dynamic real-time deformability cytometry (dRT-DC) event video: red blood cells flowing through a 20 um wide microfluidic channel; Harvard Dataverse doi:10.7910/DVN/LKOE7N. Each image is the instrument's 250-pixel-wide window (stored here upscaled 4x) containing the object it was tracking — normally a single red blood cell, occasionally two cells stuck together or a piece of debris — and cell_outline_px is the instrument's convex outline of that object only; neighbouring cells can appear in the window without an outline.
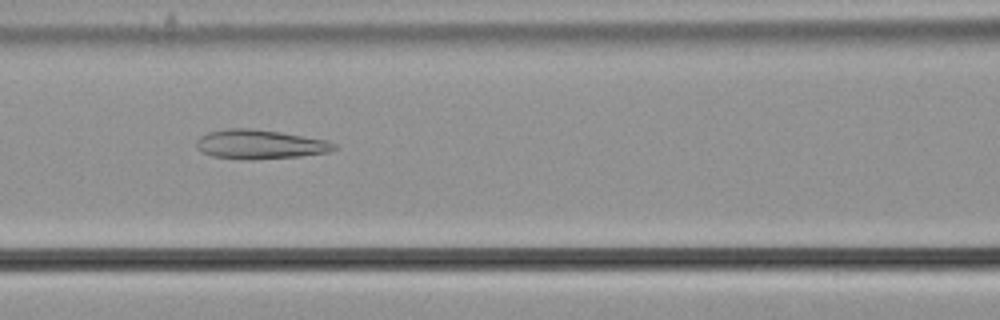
{"species": "common noctule bat (a hibernating species)", "species_latin": "Nyctalus noctula", "temperature_condition": "cold", "stored_images_in_passage": 56, "camera_frame_rate_fps": 3000, "um_per_image_px": 0.085, "animal": {"sex": "male", "body_mass_g": 21.5, "forearm_length_mm": 52.0}, "frame": {"image": 1, "passage_image": 25, "time_ms": 8.0, "image_size_px": [1000, 320], "cell_outline_px": [[340, 148], [328, 152], [300, 156], [252, 160], [212, 156], [200, 152], [196, 148], [196, 140], [200, 136], [208, 132], [228, 128], [252, 128], [280, 132], [328, 140], [336, 144]], "centroid_in_image_um": [22.09, 12.27], "position_along_channel_um": 144.5, "area_um2": 23.7}}
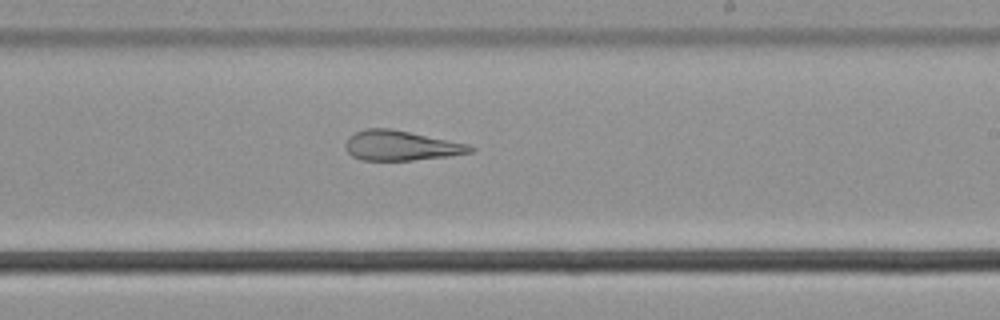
{"frame": {"image": 2, "passage_image": 34, "time_ms": 11.0, "image_size_px": [1000, 320], "cell_outline_px": [[476, 148], [472, 152], [448, 156], [412, 160], [360, 160], [352, 156], [344, 148], [344, 144], [348, 136], [364, 128], [392, 128], [468, 144]], "centroid_in_image_um": [34.03, 12.37], "position_along_channel_um": 255.0, "area_um2": 21.85}}
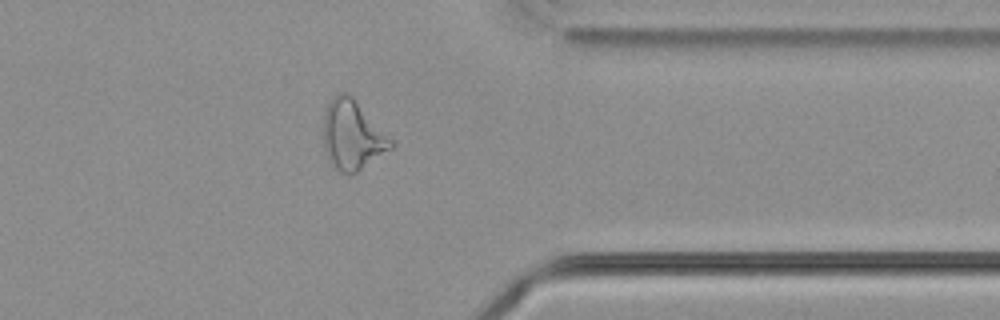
{"frame": {"image": 3, "passage_image": 45, "time_ms": 14.667, "image_size_px": [1000, 320], "cell_outline_px": [[396, 144], [392, 148], [352, 176], [340, 172], [332, 168], [328, 164], [324, 148], [324, 108], [328, 100], [336, 92], [348, 92], [352, 96]], "centroid_in_image_um": [29.91, 11.5], "position_along_channel_um": 381.5, "area_um2": 27.86}, "authors_computed_cell_mechanics": {"area_um2": 28.322, "velocity_mm_per_s": 3.6887, "shape_relaxation_time_tau1_ms": null, "shape_relaxation_time_tau2_ms": 2.1122, "deformation_change_tau1": null, "deformation_change_tau2": 0.1167}}